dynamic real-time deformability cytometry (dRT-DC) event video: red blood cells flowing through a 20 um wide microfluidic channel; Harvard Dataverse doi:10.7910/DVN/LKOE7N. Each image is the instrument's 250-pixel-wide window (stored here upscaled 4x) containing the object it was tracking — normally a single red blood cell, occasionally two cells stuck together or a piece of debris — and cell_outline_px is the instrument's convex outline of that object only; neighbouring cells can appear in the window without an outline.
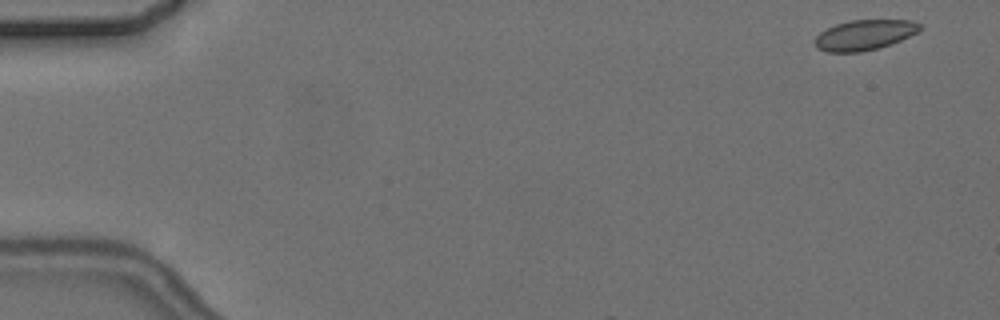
{"species": "common noctule bat (a hibernating species)", "species_latin": "Nyctalus noctula", "temperature_condition": "cold", "stored_images_in_passage": 3, "camera_frame_rate_fps": 3000, "um_per_image_px": 0.085, "animal": {"sex": "female", "body_mass_g": 24.6, "forearm_length_mm": 56.2}, "frame": {"image": 1, "passage_image": 1, "time_ms": 0.0, "image_size_px": [1000, 320], "cell_outline_px": [[924, 28], [892, 44], [860, 52], [828, 52], [816, 48], [812, 44], [812, 40], [820, 32], [836, 24], [852, 20], [912, 20], [924, 24]], "centroid_in_image_um": [73.47, 2.97], "position_along_channel_um": 11.5, "area_um2": 18.67}}